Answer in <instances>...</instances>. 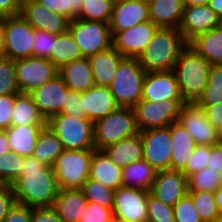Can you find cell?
I'll use <instances>...</instances> for the list:
<instances>
[{
  "instance_id": "ffe728a7",
  "label": "cell",
  "mask_w": 222,
  "mask_h": 222,
  "mask_svg": "<svg viewBox=\"0 0 222 222\" xmlns=\"http://www.w3.org/2000/svg\"><path fill=\"white\" fill-rule=\"evenodd\" d=\"M150 20L149 6L140 0H123L113 5L109 23L112 37L120 31Z\"/></svg>"
},
{
  "instance_id": "d4e9b609",
  "label": "cell",
  "mask_w": 222,
  "mask_h": 222,
  "mask_svg": "<svg viewBox=\"0 0 222 222\" xmlns=\"http://www.w3.org/2000/svg\"><path fill=\"white\" fill-rule=\"evenodd\" d=\"M87 202L82 189L60 188L53 207L65 222H79Z\"/></svg>"
},
{
  "instance_id": "44dd1931",
  "label": "cell",
  "mask_w": 222,
  "mask_h": 222,
  "mask_svg": "<svg viewBox=\"0 0 222 222\" xmlns=\"http://www.w3.org/2000/svg\"><path fill=\"white\" fill-rule=\"evenodd\" d=\"M81 104L86 117L93 122L104 118L120 107L109 87L96 85L81 92Z\"/></svg>"
},
{
  "instance_id": "2e32d148",
  "label": "cell",
  "mask_w": 222,
  "mask_h": 222,
  "mask_svg": "<svg viewBox=\"0 0 222 222\" xmlns=\"http://www.w3.org/2000/svg\"><path fill=\"white\" fill-rule=\"evenodd\" d=\"M69 91L63 78L58 74L45 84L33 89L29 94L40 114L47 121L51 116L62 113V106L65 104Z\"/></svg>"
},
{
  "instance_id": "7dc6e473",
  "label": "cell",
  "mask_w": 222,
  "mask_h": 222,
  "mask_svg": "<svg viewBox=\"0 0 222 222\" xmlns=\"http://www.w3.org/2000/svg\"><path fill=\"white\" fill-rule=\"evenodd\" d=\"M210 145H197L185 168L181 171L186 177L207 167Z\"/></svg>"
},
{
  "instance_id": "003e7915",
  "label": "cell",
  "mask_w": 222,
  "mask_h": 222,
  "mask_svg": "<svg viewBox=\"0 0 222 222\" xmlns=\"http://www.w3.org/2000/svg\"><path fill=\"white\" fill-rule=\"evenodd\" d=\"M218 132V142L222 144V126L217 129Z\"/></svg>"
},
{
  "instance_id": "3957f363",
  "label": "cell",
  "mask_w": 222,
  "mask_h": 222,
  "mask_svg": "<svg viewBox=\"0 0 222 222\" xmlns=\"http://www.w3.org/2000/svg\"><path fill=\"white\" fill-rule=\"evenodd\" d=\"M211 67L212 64L189 45L180 52L173 72L186 103H195L202 95L209 81Z\"/></svg>"
},
{
  "instance_id": "db71d44e",
  "label": "cell",
  "mask_w": 222,
  "mask_h": 222,
  "mask_svg": "<svg viewBox=\"0 0 222 222\" xmlns=\"http://www.w3.org/2000/svg\"><path fill=\"white\" fill-rule=\"evenodd\" d=\"M15 202L12 186L8 184H0V222H3L9 209Z\"/></svg>"
},
{
  "instance_id": "f35d334b",
  "label": "cell",
  "mask_w": 222,
  "mask_h": 222,
  "mask_svg": "<svg viewBox=\"0 0 222 222\" xmlns=\"http://www.w3.org/2000/svg\"><path fill=\"white\" fill-rule=\"evenodd\" d=\"M195 103L197 105L222 103V66L212 65L208 84Z\"/></svg>"
},
{
  "instance_id": "30bf717a",
  "label": "cell",
  "mask_w": 222,
  "mask_h": 222,
  "mask_svg": "<svg viewBox=\"0 0 222 222\" xmlns=\"http://www.w3.org/2000/svg\"><path fill=\"white\" fill-rule=\"evenodd\" d=\"M17 84L20 92L29 93L59 74L58 68L49 60L27 57L14 60Z\"/></svg>"
},
{
  "instance_id": "7a4b0ae2",
  "label": "cell",
  "mask_w": 222,
  "mask_h": 222,
  "mask_svg": "<svg viewBox=\"0 0 222 222\" xmlns=\"http://www.w3.org/2000/svg\"><path fill=\"white\" fill-rule=\"evenodd\" d=\"M188 45L176 28H158L138 57L145 72L173 70L180 52Z\"/></svg>"
},
{
  "instance_id": "be15d7a7",
  "label": "cell",
  "mask_w": 222,
  "mask_h": 222,
  "mask_svg": "<svg viewBox=\"0 0 222 222\" xmlns=\"http://www.w3.org/2000/svg\"><path fill=\"white\" fill-rule=\"evenodd\" d=\"M208 6L214 10L222 21V0H209Z\"/></svg>"
},
{
  "instance_id": "816d5d0a",
  "label": "cell",
  "mask_w": 222,
  "mask_h": 222,
  "mask_svg": "<svg viewBox=\"0 0 222 222\" xmlns=\"http://www.w3.org/2000/svg\"><path fill=\"white\" fill-rule=\"evenodd\" d=\"M15 96L16 95L0 96V130H6L11 126Z\"/></svg>"
},
{
  "instance_id": "d6a6232c",
  "label": "cell",
  "mask_w": 222,
  "mask_h": 222,
  "mask_svg": "<svg viewBox=\"0 0 222 222\" xmlns=\"http://www.w3.org/2000/svg\"><path fill=\"white\" fill-rule=\"evenodd\" d=\"M63 150L62 143L57 135L48 126H45L39 133L32 156L47 166L53 167Z\"/></svg>"
},
{
  "instance_id": "9c48e42d",
  "label": "cell",
  "mask_w": 222,
  "mask_h": 222,
  "mask_svg": "<svg viewBox=\"0 0 222 222\" xmlns=\"http://www.w3.org/2000/svg\"><path fill=\"white\" fill-rule=\"evenodd\" d=\"M184 100L161 102L140 100L134 107L139 131L152 128H163L176 122Z\"/></svg>"
},
{
  "instance_id": "681fc988",
  "label": "cell",
  "mask_w": 222,
  "mask_h": 222,
  "mask_svg": "<svg viewBox=\"0 0 222 222\" xmlns=\"http://www.w3.org/2000/svg\"><path fill=\"white\" fill-rule=\"evenodd\" d=\"M69 24L70 19L66 16L53 11H49V13H47L46 32L55 35L64 33L68 30Z\"/></svg>"
},
{
  "instance_id": "e7e4bbea",
  "label": "cell",
  "mask_w": 222,
  "mask_h": 222,
  "mask_svg": "<svg viewBox=\"0 0 222 222\" xmlns=\"http://www.w3.org/2000/svg\"><path fill=\"white\" fill-rule=\"evenodd\" d=\"M214 195L220 216L222 217V186L214 191Z\"/></svg>"
},
{
  "instance_id": "83f0119b",
  "label": "cell",
  "mask_w": 222,
  "mask_h": 222,
  "mask_svg": "<svg viewBox=\"0 0 222 222\" xmlns=\"http://www.w3.org/2000/svg\"><path fill=\"white\" fill-rule=\"evenodd\" d=\"M188 45L212 65L222 66V24L198 34Z\"/></svg>"
},
{
  "instance_id": "cb8c5ba5",
  "label": "cell",
  "mask_w": 222,
  "mask_h": 222,
  "mask_svg": "<svg viewBox=\"0 0 222 222\" xmlns=\"http://www.w3.org/2000/svg\"><path fill=\"white\" fill-rule=\"evenodd\" d=\"M89 178L116 190L122 186V168L111 161L103 150H95L90 163Z\"/></svg>"
},
{
  "instance_id": "4dcf8cb0",
  "label": "cell",
  "mask_w": 222,
  "mask_h": 222,
  "mask_svg": "<svg viewBox=\"0 0 222 222\" xmlns=\"http://www.w3.org/2000/svg\"><path fill=\"white\" fill-rule=\"evenodd\" d=\"M46 125L45 118L40 114L29 93L16 94L12 110L11 126Z\"/></svg>"
},
{
  "instance_id": "6125c7cd",
  "label": "cell",
  "mask_w": 222,
  "mask_h": 222,
  "mask_svg": "<svg viewBox=\"0 0 222 222\" xmlns=\"http://www.w3.org/2000/svg\"><path fill=\"white\" fill-rule=\"evenodd\" d=\"M5 57V17H0V58Z\"/></svg>"
},
{
  "instance_id": "d6986e66",
  "label": "cell",
  "mask_w": 222,
  "mask_h": 222,
  "mask_svg": "<svg viewBox=\"0 0 222 222\" xmlns=\"http://www.w3.org/2000/svg\"><path fill=\"white\" fill-rule=\"evenodd\" d=\"M149 192L157 199L173 207L188 193L187 177L178 170L157 171Z\"/></svg>"
},
{
  "instance_id": "9a60e30c",
  "label": "cell",
  "mask_w": 222,
  "mask_h": 222,
  "mask_svg": "<svg viewBox=\"0 0 222 222\" xmlns=\"http://www.w3.org/2000/svg\"><path fill=\"white\" fill-rule=\"evenodd\" d=\"M159 27L150 20L127 30L117 32L113 37V48L124 57L138 58Z\"/></svg>"
},
{
  "instance_id": "11a10c76",
  "label": "cell",
  "mask_w": 222,
  "mask_h": 222,
  "mask_svg": "<svg viewBox=\"0 0 222 222\" xmlns=\"http://www.w3.org/2000/svg\"><path fill=\"white\" fill-rule=\"evenodd\" d=\"M204 110L208 122L218 129L222 126V103L212 105H198Z\"/></svg>"
},
{
  "instance_id": "f5cc1de1",
  "label": "cell",
  "mask_w": 222,
  "mask_h": 222,
  "mask_svg": "<svg viewBox=\"0 0 222 222\" xmlns=\"http://www.w3.org/2000/svg\"><path fill=\"white\" fill-rule=\"evenodd\" d=\"M32 222H65L53 206L32 207Z\"/></svg>"
},
{
  "instance_id": "8d00e7d4",
  "label": "cell",
  "mask_w": 222,
  "mask_h": 222,
  "mask_svg": "<svg viewBox=\"0 0 222 222\" xmlns=\"http://www.w3.org/2000/svg\"><path fill=\"white\" fill-rule=\"evenodd\" d=\"M197 213L203 222H215L221 216L216 204L214 192L210 191H188Z\"/></svg>"
},
{
  "instance_id": "e575fe53",
  "label": "cell",
  "mask_w": 222,
  "mask_h": 222,
  "mask_svg": "<svg viewBox=\"0 0 222 222\" xmlns=\"http://www.w3.org/2000/svg\"><path fill=\"white\" fill-rule=\"evenodd\" d=\"M188 191L214 192L222 186V172L205 167L187 177Z\"/></svg>"
},
{
  "instance_id": "7402d4cb",
  "label": "cell",
  "mask_w": 222,
  "mask_h": 222,
  "mask_svg": "<svg viewBox=\"0 0 222 222\" xmlns=\"http://www.w3.org/2000/svg\"><path fill=\"white\" fill-rule=\"evenodd\" d=\"M125 57L113 47L88 57L94 84L109 87L120 62Z\"/></svg>"
},
{
  "instance_id": "ba28073f",
  "label": "cell",
  "mask_w": 222,
  "mask_h": 222,
  "mask_svg": "<svg viewBox=\"0 0 222 222\" xmlns=\"http://www.w3.org/2000/svg\"><path fill=\"white\" fill-rule=\"evenodd\" d=\"M68 30L85 58L113 47L109 23L76 18L70 20Z\"/></svg>"
},
{
  "instance_id": "f1b7e54d",
  "label": "cell",
  "mask_w": 222,
  "mask_h": 222,
  "mask_svg": "<svg viewBox=\"0 0 222 222\" xmlns=\"http://www.w3.org/2000/svg\"><path fill=\"white\" fill-rule=\"evenodd\" d=\"M103 151L120 168L139 161L143 159V143L140 133L121 139L116 144L106 147Z\"/></svg>"
},
{
  "instance_id": "d590c367",
  "label": "cell",
  "mask_w": 222,
  "mask_h": 222,
  "mask_svg": "<svg viewBox=\"0 0 222 222\" xmlns=\"http://www.w3.org/2000/svg\"><path fill=\"white\" fill-rule=\"evenodd\" d=\"M113 3L110 0H82L78 19L110 23Z\"/></svg>"
},
{
  "instance_id": "277c9868",
  "label": "cell",
  "mask_w": 222,
  "mask_h": 222,
  "mask_svg": "<svg viewBox=\"0 0 222 222\" xmlns=\"http://www.w3.org/2000/svg\"><path fill=\"white\" fill-rule=\"evenodd\" d=\"M93 132L95 150H103L121 139L138 134L140 131L136 123L134 109L119 107L94 122Z\"/></svg>"
},
{
  "instance_id": "7bdbcfd3",
  "label": "cell",
  "mask_w": 222,
  "mask_h": 222,
  "mask_svg": "<svg viewBox=\"0 0 222 222\" xmlns=\"http://www.w3.org/2000/svg\"><path fill=\"white\" fill-rule=\"evenodd\" d=\"M147 222H175L173 207L157 199L148 191Z\"/></svg>"
},
{
  "instance_id": "60d3db41",
  "label": "cell",
  "mask_w": 222,
  "mask_h": 222,
  "mask_svg": "<svg viewBox=\"0 0 222 222\" xmlns=\"http://www.w3.org/2000/svg\"><path fill=\"white\" fill-rule=\"evenodd\" d=\"M49 9L37 0H22L21 15L34 28L46 31V20Z\"/></svg>"
},
{
  "instance_id": "e0dca14e",
  "label": "cell",
  "mask_w": 222,
  "mask_h": 222,
  "mask_svg": "<svg viewBox=\"0 0 222 222\" xmlns=\"http://www.w3.org/2000/svg\"><path fill=\"white\" fill-rule=\"evenodd\" d=\"M141 99L154 102L183 100L173 70L146 72Z\"/></svg>"
},
{
  "instance_id": "f546056e",
  "label": "cell",
  "mask_w": 222,
  "mask_h": 222,
  "mask_svg": "<svg viewBox=\"0 0 222 222\" xmlns=\"http://www.w3.org/2000/svg\"><path fill=\"white\" fill-rule=\"evenodd\" d=\"M46 125L10 126L6 129L10 148L23 157L32 156L40 131Z\"/></svg>"
},
{
  "instance_id": "484cf974",
  "label": "cell",
  "mask_w": 222,
  "mask_h": 222,
  "mask_svg": "<svg viewBox=\"0 0 222 222\" xmlns=\"http://www.w3.org/2000/svg\"><path fill=\"white\" fill-rule=\"evenodd\" d=\"M168 127L173 144L171 169L182 171L197 144L188 131L178 122H173Z\"/></svg>"
},
{
  "instance_id": "f6af8a7d",
  "label": "cell",
  "mask_w": 222,
  "mask_h": 222,
  "mask_svg": "<svg viewBox=\"0 0 222 222\" xmlns=\"http://www.w3.org/2000/svg\"><path fill=\"white\" fill-rule=\"evenodd\" d=\"M56 35L34 29L33 57L50 59Z\"/></svg>"
},
{
  "instance_id": "8992f818",
  "label": "cell",
  "mask_w": 222,
  "mask_h": 222,
  "mask_svg": "<svg viewBox=\"0 0 222 222\" xmlns=\"http://www.w3.org/2000/svg\"><path fill=\"white\" fill-rule=\"evenodd\" d=\"M145 74L138 58L125 57L120 62L109 86L120 107L133 108L141 100Z\"/></svg>"
},
{
  "instance_id": "9f6ffc18",
  "label": "cell",
  "mask_w": 222,
  "mask_h": 222,
  "mask_svg": "<svg viewBox=\"0 0 222 222\" xmlns=\"http://www.w3.org/2000/svg\"><path fill=\"white\" fill-rule=\"evenodd\" d=\"M21 5L22 0H0V17L19 15Z\"/></svg>"
},
{
  "instance_id": "ac0fdd59",
  "label": "cell",
  "mask_w": 222,
  "mask_h": 222,
  "mask_svg": "<svg viewBox=\"0 0 222 222\" xmlns=\"http://www.w3.org/2000/svg\"><path fill=\"white\" fill-rule=\"evenodd\" d=\"M222 24V21L208 5L188 6L184 13L178 30L184 40L189 43L198 34L207 32Z\"/></svg>"
},
{
  "instance_id": "6da1fadb",
  "label": "cell",
  "mask_w": 222,
  "mask_h": 222,
  "mask_svg": "<svg viewBox=\"0 0 222 222\" xmlns=\"http://www.w3.org/2000/svg\"><path fill=\"white\" fill-rule=\"evenodd\" d=\"M20 177L11 186L15 201L29 207L53 206L59 185L53 167L34 156L24 157Z\"/></svg>"
},
{
  "instance_id": "74e56055",
  "label": "cell",
  "mask_w": 222,
  "mask_h": 222,
  "mask_svg": "<svg viewBox=\"0 0 222 222\" xmlns=\"http://www.w3.org/2000/svg\"><path fill=\"white\" fill-rule=\"evenodd\" d=\"M87 201L112 208L115 190L94 179L88 178L82 186Z\"/></svg>"
},
{
  "instance_id": "ee69618b",
  "label": "cell",
  "mask_w": 222,
  "mask_h": 222,
  "mask_svg": "<svg viewBox=\"0 0 222 222\" xmlns=\"http://www.w3.org/2000/svg\"><path fill=\"white\" fill-rule=\"evenodd\" d=\"M173 211L175 222H203L188 193L173 206Z\"/></svg>"
},
{
  "instance_id": "bcb514c9",
  "label": "cell",
  "mask_w": 222,
  "mask_h": 222,
  "mask_svg": "<svg viewBox=\"0 0 222 222\" xmlns=\"http://www.w3.org/2000/svg\"><path fill=\"white\" fill-rule=\"evenodd\" d=\"M79 222H114L113 210L88 201Z\"/></svg>"
},
{
  "instance_id": "4316f807",
  "label": "cell",
  "mask_w": 222,
  "mask_h": 222,
  "mask_svg": "<svg viewBox=\"0 0 222 222\" xmlns=\"http://www.w3.org/2000/svg\"><path fill=\"white\" fill-rule=\"evenodd\" d=\"M184 8L183 0H157L149 5L150 21L159 28L178 29Z\"/></svg>"
},
{
  "instance_id": "89a4df30",
  "label": "cell",
  "mask_w": 222,
  "mask_h": 222,
  "mask_svg": "<svg viewBox=\"0 0 222 222\" xmlns=\"http://www.w3.org/2000/svg\"><path fill=\"white\" fill-rule=\"evenodd\" d=\"M114 222H134V221H128V220H114Z\"/></svg>"
},
{
  "instance_id": "5bb4252c",
  "label": "cell",
  "mask_w": 222,
  "mask_h": 222,
  "mask_svg": "<svg viewBox=\"0 0 222 222\" xmlns=\"http://www.w3.org/2000/svg\"><path fill=\"white\" fill-rule=\"evenodd\" d=\"M176 122L188 131L197 145L219 143L217 129L208 122L204 110L196 103L183 104Z\"/></svg>"
},
{
  "instance_id": "52a82bcc",
  "label": "cell",
  "mask_w": 222,
  "mask_h": 222,
  "mask_svg": "<svg viewBox=\"0 0 222 222\" xmlns=\"http://www.w3.org/2000/svg\"><path fill=\"white\" fill-rule=\"evenodd\" d=\"M95 149L66 150L57 157L53 169L60 188L81 189L89 178V168Z\"/></svg>"
},
{
  "instance_id": "91938a15",
  "label": "cell",
  "mask_w": 222,
  "mask_h": 222,
  "mask_svg": "<svg viewBox=\"0 0 222 222\" xmlns=\"http://www.w3.org/2000/svg\"><path fill=\"white\" fill-rule=\"evenodd\" d=\"M69 1V19L74 20L77 18L81 11L82 0H68Z\"/></svg>"
},
{
  "instance_id": "6f0895ef",
  "label": "cell",
  "mask_w": 222,
  "mask_h": 222,
  "mask_svg": "<svg viewBox=\"0 0 222 222\" xmlns=\"http://www.w3.org/2000/svg\"><path fill=\"white\" fill-rule=\"evenodd\" d=\"M207 167L222 172V144L217 143L210 146V155Z\"/></svg>"
},
{
  "instance_id": "8c879c8a",
  "label": "cell",
  "mask_w": 222,
  "mask_h": 222,
  "mask_svg": "<svg viewBox=\"0 0 222 222\" xmlns=\"http://www.w3.org/2000/svg\"><path fill=\"white\" fill-rule=\"evenodd\" d=\"M215 222H222V217H220L218 220H216Z\"/></svg>"
},
{
  "instance_id": "1f68e13d",
  "label": "cell",
  "mask_w": 222,
  "mask_h": 222,
  "mask_svg": "<svg viewBox=\"0 0 222 222\" xmlns=\"http://www.w3.org/2000/svg\"><path fill=\"white\" fill-rule=\"evenodd\" d=\"M157 171L144 159L122 168V186L150 191Z\"/></svg>"
},
{
  "instance_id": "8fae6325",
  "label": "cell",
  "mask_w": 222,
  "mask_h": 222,
  "mask_svg": "<svg viewBox=\"0 0 222 222\" xmlns=\"http://www.w3.org/2000/svg\"><path fill=\"white\" fill-rule=\"evenodd\" d=\"M34 28L22 17H5V57L11 60L33 57Z\"/></svg>"
},
{
  "instance_id": "b9f144b4",
  "label": "cell",
  "mask_w": 222,
  "mask_h": 222,
  "mask_svg": "<svg viewBox=\"0 0 222 222\" xmlns=\"http://www.w3.org/2000/svg\"><path fill=\"white\" fill-rule=\"evenodd\" d=\"M20 93L17 84L14 60L8 57L0 58V96Z\"/></svg>"
},
{
  "instance_id": "836d02e7",
  "label": "cell",
  "mask_w": 222,
  "mask_h": 222,
  "mask_svg": "<svg viewBox=\"0 0 222 222\" xmlns=\"http://www.w3.org/2000/svg\"><path fill=\"white\" fill-rule=\"evenodd\" d=\"M83 58L74 37L67 30L56 35L51 58L49 59L58 69L73 60Z\"/></svg>"
},
{
  "instance_id": "680465c9",
  "label": "cell",
  "mask_w": 222,
  "mask_h": 222,
  "mask_svg": "<svg viewBox=\"0 0 222 222\" xmlns=\"http://www.w3.org/2000/svg\"><path fill=\"white\" fill-rule=\"evenodd\" d=\"M50 11L60 13L69 18L68 0H37Z\"/></svg>"
},
{
  "instance_id": "03108f58",
  "label": "cell",
  "mask_w": 222,
  "mask_h": 222,
  "mask_svg": "<svg viewBox=\"0 0 222 222\" xmlns=\"http://www.w3.org/2000/svg\"><path fill=\"white\" fill-rule=\"evenodd\" d=\"M184 6L208 5L209 0H183Z\"/></svg>"
},
{
  "instance_id": "94428289",
  "label": "cell",
  "mask_w": 222,
  "mask_h": 222,
  "mask_svg": "<svg viewBox=\"0 0 222 222\" xmlns=\"http://www.w3.org/2000/svg\"><path fill=\"white\" fill-rule=\"evenodd\" d=\"M11 151L6 130H0V154Z\"/></svg>"
},
{
  "instance_id": "ab89813d",
  "label": "cell",
  "mask_w": 222,
  "mask_h": 222,
  "mask_svg": "<svg viewBox=\"0 0 222 222\" xmlns=\"http://www.w3.org/2000/svg\"><path fill=\"white\" fill-rule=\"evenodd\" d=\"M23 160V156L12 151L0 154V184L11 185L20 177Z\"/></svg>"
},
{
  "instance_id": "a7ac6f4b",
  "label": "cell",
  "mask_w": 222,
  "mask_h": 222,
  "mask_svg": "<svg viewBox=\"0 0 222 222\" xmlns=\"http://www.w3.org/2000/svg\"><path fill=\"white\" fill-rule=\"evenodd\" d=\"M140 1L149 6L150 4L154 3L157 0H140Z\"/></svg>"
},
{
  "instance_id": "603a6c76",
  "label": "cell",
  "mask_w": 222,
  "mask_h": 222,
  "mask_svg": "<svg viewBox=\"0 0 222 222\" xmlns=\"http://www.w3.org/2000/svg\"><path fill=\"white\" fill-rule=\"evenodd\" d=\"M58 71L69 90L84 92L95 85L88 58L73 60L64 64Z\"/></svg>"
},
{
  "instance_id": "f907efd6",
  "label": "cell",
  "mask_w": 222,
  "mask_h": 222,
  "mask_svg": "<svg viewBox=\"0 0 222 222\" xmlns=\"http://www.w3.org/2000/svg\"><path fill=\"white\" fill-rule=\"evenodd\" d=\"M3 222H32V207L15 202Z\"/></svg>"
},
{
  "instance_id": "5b68a950",
  "label": "cell",
  "mask_w": 222,
  "mask_h": 222,
  "mask_svg": "<svg viewBox=\"0 0 222 222\" xmlns=\"http://www.w3.org/2000/svg\"><path fill=\"white\" fill-rule=\"evenodd\" d=\"M46 126L57 135L63 149H95L94 122L88 118H76L64 113H58L46 121Z\"/></svg>"
},
{
  "instance_id": "2644e50d",
  "label": "cell",
  "mask_w": 222,
  "mask_h": 222,
  "mask_svg": "<svg viewBox=\"0 0 222 222\" xmlns=\"http://www.w3.org/2000/svg\"><path fill=\"white\" fill-rule=\"evenodd\" d=\"M113 4L114 3H117V2H120V1H123V0H110Z\"/></svg>"
},
{
  "instance_id": "7c38bea8",
  "label": "cell",
  "mask_w": 222,
  "mask_h": 222,
  "mask_svg": "<svg viewBox=\"0 0 222 222\" xmlns=\"http://www.w3.org/2000/svg\"><path fill=\"white\" fill-rule=\"evenodd\" d=\"M139 133L143 143V159L156 171L171 169L173 144L170 128H152Z\"/></svg>"
},
{
  "instance_id": "c3c4849f",
  "label": "cell",
  "mask_w": 222,
  "mask_h": 222,
  "mask_svg": "<svg viewBox=\"0 0 222 222\" xmlns=\"http://www.w3.org/2000/svg\"><path fill=\"white\" fill-rule=\"evenodd\" d=\"M62 113L76 118H87L81 104V92L70 90L66 95L65 104L62 106Z\"/></svg>"
},
{
  "instance_id": "4fadbf2b",
  "label": "cell",
  "mask_w": 222,
  "mask_h": 222,
  "mask_svg": "<svg viewBox=\"0 0 222 222\" xmlns=\"http://www.w3.org/2000/svg\"><path fill=\"white\" fill-rule=\"evenodd\" d=\"M148 191L121 186L115 190L112 207L114 220L147 222Z\"/></svg>"
}]
</instances>
